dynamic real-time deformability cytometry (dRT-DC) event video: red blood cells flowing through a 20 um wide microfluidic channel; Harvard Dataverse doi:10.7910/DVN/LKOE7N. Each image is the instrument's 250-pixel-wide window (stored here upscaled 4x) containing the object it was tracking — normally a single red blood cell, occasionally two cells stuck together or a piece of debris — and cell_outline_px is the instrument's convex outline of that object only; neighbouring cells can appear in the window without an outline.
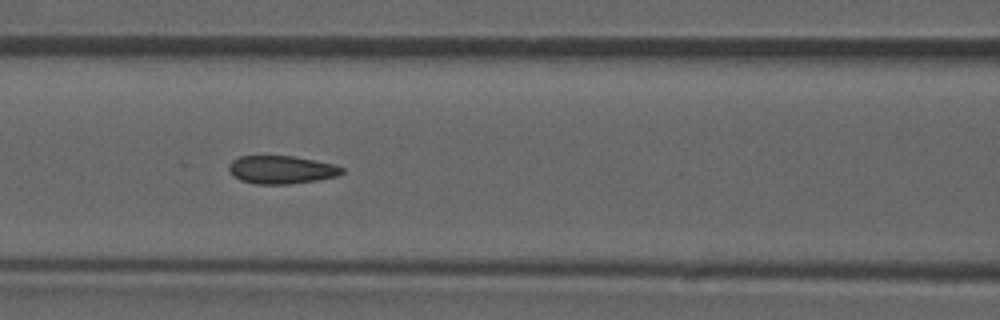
{"species": "common noctule bat (a hibernating species)", "species_latin": "Nyctalus noctula", "temperature_condition": "room temperature", "stored_images_in_passage": 53, "camera_frame_rate_fps": 3000, "um_per_image_px": 0.085, "animal": {"sex": "male", "forearm_length_mm": 52.5}, "frame": {"image": 1, "passage_image": 23, "time_ms": 7.333, "image_size_px": [1000, 320], "cell_outline_px": [[344, 172], [336, 176], [316, 180], [288, 184], [256, 184], [240, 180], [232, 176], [228, 168], [228, 164], [232, 160], [240, 156], [292, 156], [316, 160], [332, 164], [344, 168]], "centroid_in_image_um": [23.88, 14.42], "position_along_channel_um": 142.7, "area_um2": 18.5}}